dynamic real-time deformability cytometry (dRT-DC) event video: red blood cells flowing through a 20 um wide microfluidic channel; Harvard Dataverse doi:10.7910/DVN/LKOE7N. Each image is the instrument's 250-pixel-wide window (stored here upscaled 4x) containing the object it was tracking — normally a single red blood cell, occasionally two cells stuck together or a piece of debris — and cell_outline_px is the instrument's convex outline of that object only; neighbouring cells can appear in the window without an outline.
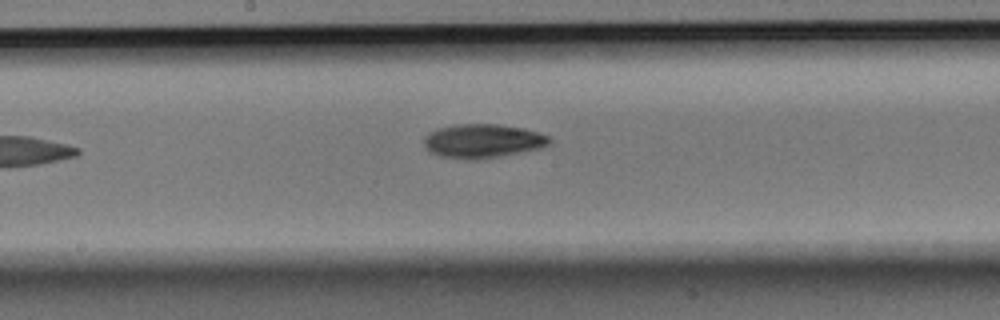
{"species": "Egyptian fruit bat (a non-hibernating species)", "species_latin": "Rousettus aegyptiacus", "temperature_condition": "room temperature", "stored_images_in_passage": 8, "camera_frame_rate_fps": 3000, "um_per_image_px": 0.085, "animal": {"sex": "male"}, "frame": {"image": 1, "passage_image": 8, "time_ms": 2.333, "image_size_px": [1000, 320], "cell_outline_px": [[552, 144], [540, 148], [500, 156], [472, 160], [468, 160], [440, 156], [428, 152], [424, 148], [424, 136], [428, 132], [436, 128], [456, 124], [496, 124], [524, 128], [548, 136], [552, 140]], "centroid_in_image_um": [40.98, 11.98], "position_along_channel_um": 207.2, "area_um2": 25.03}}